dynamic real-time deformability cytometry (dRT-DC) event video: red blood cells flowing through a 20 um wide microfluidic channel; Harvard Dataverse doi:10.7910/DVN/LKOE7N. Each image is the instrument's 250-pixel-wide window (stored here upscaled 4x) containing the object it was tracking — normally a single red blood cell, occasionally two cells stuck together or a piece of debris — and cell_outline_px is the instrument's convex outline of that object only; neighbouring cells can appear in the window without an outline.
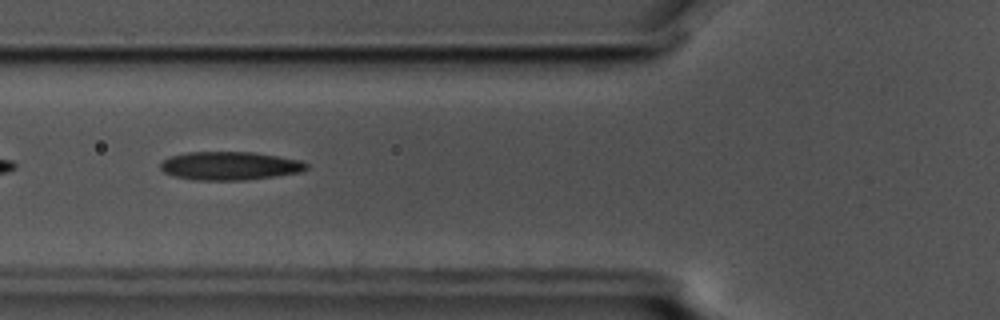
{"species": "common noctule bat (a hibernating species)", "species_latin": "Nyctalus noctula", "temperature_condition": "cold", "stored_images_in_passage": 24, "camera_frame_rate_fps": 3000, "um_per_image_px": 0.085, "animal": {"sex": "male", "body_mass_g": 17.5, "forearm_length_mm": 52.3}, "frame": {"image": 1, "passage_image": 4, "time_ms": 1.0, "image_size_px": [1000, 320], "cell_outline_px": [[308, 168], [300, 172], [276, 176], [244, 180], [192, 180], [172, 176], [164, 172], [160, 168], [160, 164], [168, 156], [188, 152], [256, 152], [300, 160], [308, 164]], "centroid_in_image_um": [19.51, 14.09], "position_along_channel_um": 106.3, "area_um2": 24.33}}
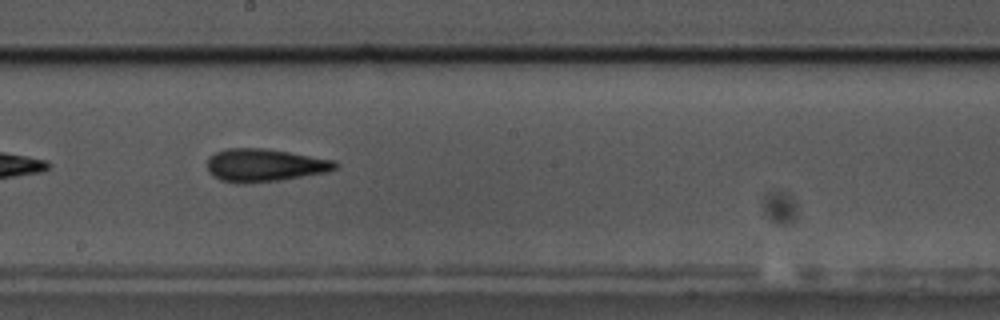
{"frame": {"image": 2, "passage_image": 14, "time_ms": 4.333, "image_size_px": [1000, 320], "cell_outline_px": [[340, 164], [336, 168], [328, 172], [280, 180], [220, 180], [212, 176], [208, 172], [208, 156], [216, 152], [228, 148], [268, 148], [336, 160]], "centroid_in_image_um": [22.56, 13.99], "position_along_channel_um": 225.6, "area_um2": 23.99}}